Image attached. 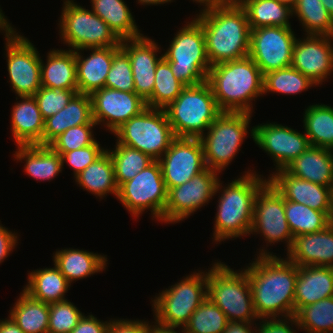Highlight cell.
<instances>
[{
	"label": "cell",
	"instance_id": "obj_1",
	"mask_svg": "<svg viewBox=\"0 0 333 333\" xmlns=\"http://www.w3.org/2000/svg\"><path fill=\"white\" fill-rule=\"evenodd\" d=\"M245 267L253 307L261 319L294 316V294L298 266L262 248Z\"/></svg>",
	"mask_w": 333,
	"mask_h": 333
},
{
	"label": "cell",
	"instance_id": "obj_2",
	"mask_svg": "<svg viewBox=\"0 0 333 333\" xmlns=\"http://www.w3.org/2000/svg\"><path fill=\"white\" fill-rule=\"evenodd\" d=\"M195 19L201 24L210 65L249 55L250 26L241 5L211 3L202 5Z\"/></svg>",
	"mask_w": 333,
	"mask_h": 333
},
{
	"label": "cell",
	"instance_id": "obj_3",
	"mask_svg": "<svg viewBox=\"0 0 333 333\" xmlns=\"http://www.w3.org/2000/svg\"><path fill=\"white\" fill-rule=\"evenodd\" d=\"M264 75L246 56L211 66L207 82L222 112L252 114V101L263 94Z\"/></svg>",
	"mask_w": 333,
	"mask_h": 333
},
{
	"label": "cell",
	"instance_id": "obj_4",
	"mask_svg": "<svg viewBox=\"0 0 333 333\" xmlns=\"http://www.w3.org/2000/svg\"><path fill=\"white\" fill-rule=\"evenodd\" d=\"M251 170L240 178L233 179L223 187L219 180L216 194L218 199L217 214L214 218V241L217 243L226 239L249 236L253 223L254 200L259 189L268 181L263 176ZM262 177V178H261ZM248 234V235H247Z\"/></svg>",
	"mask_w": 333,
	"mask_h": 333
},
{
	"label": "cell",
	"instance_id": "obj_5",
	"mask_svg": "<svg viewBox=\"0 0 333 333\" xmlns=\"http://www.w3.org/2000/svg\"><path fill=\"white\" fill-rule=\"evenodd\" d=\"M164 110L178 138H200L222 114L207 81L185 86Z\"/></svg>",
	"mask_w": 333,
	"mask_h": 333
},
{
	"label": "cell",
	"instance_id": "obj_6",
	"mask_svg": "<svg viewBox=\"0 0 333 333\" xmlns=\"http://www.w3.org/2000/svg\"><path fill=\"white\" fill-rule=\"evenodd\" d=\"M207 297L227 316L229 322H253V307L246 270L235 271L223 262H214L207 272Z\"/></svg>",
	"mask_w": 333,
	"mask_h": 333
},
{
	"label": "cell",
	"instance_id": "obj_7",
	"mask_svg": "<svg viewBox=\"0 0 333 333\" xmlns=\"http://www.w3.org/2000/svg\"><path fill=\"white\" fill-rule=\"evenodd\" d=\"M186 23L162 55L175 78L185 86H193L207 81L211 65L201 24L195 18Z\"/></svg>",
	"mask_w": 333,
	"mask_h": 333
},
{
	"label": "cell",
	"instance_id": "obj_8",
	"mask_svg": "<svg viewBox=\"0 0 333 333\" xmlns=\"http://www.w3.org/2000/svg\"><path fill=\"white\" fill-rule=\"evenodd\" d=\"M206 298L207 272L198 270L156 295L152 300L154 320L164 326L184 328Z\"/></svg>",
	"mask_w": 333,
	"mask_h": 333
},
{
	"label": "cell",
	"instance_id": "obj_9",
	"mask_svg": "<svg viewBox=\"0 0 333 333\" xmlns=\"http://www.w3.org/2000/svg\"><path fill=\"white\" fill-rule=\"evenodd\" d=\"M119 144L137 149L159 160L176 138L164 109L146 107L114 133Z\"/></svg>",
	"mask_w": 333,
	"mask_h": 333
},
{
	"label": "cell",
	"instance_id": "obj_10",
	"mask_svg": "<svg viewBox=\"0 0 333 333\" xmlns=\"http://www.w3.org/2000/svg\"><path fill=\"white\" fill-rule=\"evenodd\" d=\"M252 114L222 112L200 137L206 167L222 172L232 162L247 137Z\"/></svg>",
	"mask_w": 333,
	"mask_h": 333
},
{
	"label": "cell",
	"instance_id": "obj_11",
	"mask_svg": "<svg viewBox=\"0 0 333 333\" xmlns=\"http://www.w3.org/2000/svg\"><path fill=\"white\" fill-rule=\"evenodd\" d=\"M59 33L73 51L85 48L120 46L121 40L99 16L73 0H64Z\"/></svg>",
	"mask_w": 333,
	"mask_h": 333
},
{
	"label": "cell",
	"instance_id": "obj_12",
	"mask_svg": "<svg viewBox=\"0 0 333 333\" xmlns=\"http://www.w3.org/2000/svg\"><path fill=\"white\" fill-rule=\"evenodd\" d=\"M167 189L158 160H154L131 180L118 187V200L134 216L139 218L146 209L157 221L164 222Z\"/></svg>",
	"mask_w": 333,
	"mask_h": 333
},
{
	"label": "cell",
	"instance_id": "obj_13",
	"mask_svg": "<svg viewBox=\"0 0 333 333\" xmlns=\"http://www.w3.org/2000/svg\"><path fill=\"white\" fill-rule=\"evenodd\" d=\"M14 29L5 35L7 71L12 90L21 96H34L41 85V57L28 38Z\"/></svg>",
	"mask_w": 333,
	"mask_h": 333
},
{
	"label": "cell",
	"instance_id": "obj_14",
	"mask_svg": "<svg viewBox=\"0 0 333 333\" xmlns=\"http://www.w3.org/2000/svg\"><path fill=\"white\" fill-rule=\"evenodd\" d=\"M296 39L291 27L268 26L251 29L248 56L263 75L289 67Z\"/></svg>",
	"mask_w": 333,
	"mask_h": 333
},
{
	"label": "cell",
	"instance_id": "obj_15",
	"mask_svg": "<svg viewBox=\"0 0 333 333\" xmlns=\"http://www.w3.org/2000/svg\"><path fill=\"white\" fill-rule=\"evenodd\" d=\"M219 173L206 168L184 184L170 188L164 210L165 223L183 221L216 196Z\"/></svg>",
	"mask_w": 333,
	"mask_h": 333
},
{
	"label": "cell",
	"instance_id": "obj_16",
	"mask_svg": "<svg viewBox=\"0 0 333 333\" xmlns=\"http://www.w3.org/2000/svg\"><path fill=\"white\" fill-rule=\"evenodd\" d=\"M257 232V233H256ZM261 234L270 245L286 242L289 251L293 235L289 228L284 209V198L267 181L257 192L254 200L253 223L250 234Z\"/></svg>",
	"mask_w": 333,
	"mask_h": 333
},
{
	"label": "cell",
	"instance_id": "obj_17",
	"mask_svg": "<svg viewBox=\"0 0 333 333\" xmlns=\"http://www.w3.org/2000/svg\"><path fill=\"white\" fill-rule=\"evenodd\" d=\"M167 191L204 171L206 163L200 138H178L158 160Z\"/></svg>",
	"mask_w": 333,
	"mask_h": 333
},
{
	"label": "cell",
	"instance_id": "obj_18",
	"mask_svg": "<svg viewBox=\"0 0 333 333\" xmlns=\"http://www.w3.org/2000/svg\"><path fill=\"white\" fill-rule=\"evenodd\" d=\"M250 133L256 145L276 162V171L285 169L311 146L305 133L275 122L253 126Z\"/></svg>",
	"mask_w": 333,
	"mask_h": 333
},
{
	"label": "cell",
	"instance_id": "obj_19",
	"mask_svg": "<svg viewBox=\"0 0 333 333\" xmlns=\"http://www.w3.org/2000/svg\"><path fill=\"white\" fill-rule=\"evenodd\" d=\"M93 120L114 133L126 121L138 115L147 106L135 92L101 88L91 95Z\"/></svg>",
	"mask_w": 333,
	"mask_h": 333
},
{
	"label": "cell",
	"instance_id": "obj_20",
	"mask_svg": "<svg viewBox=\"0 0 333 333\" xmlns=\"http://www.w3.org/2000/svg\"><path fill=\"white\" fill-rule=\"evenodd\" d=\"M305 36L294 43L291 66L318 86L333 73V36Z\"/></svg>",
	"mask_w": 333,
	"mask_h": 333
},
{
	"label": "cell",
	"instance_id": "obj_21",
	"mask_svg": "<svg viewBox=\"0 0 333 333\" xmlns=\"http://www.w3.org/2000/svg\"><path fill=\"white\" fill-rule=\"evenodd\" d=\"M120 46L131 62L135 93L146 101L152 95L156 67L163 57L158 56L161 48L157 42L144 35L135 39H123Z\"/></svg>",
	"mask_w": 333,
	"mask_h": 333
},
{
	"label": "cell",
	"instance_id": "obj_22",
	"mask_svg": "<svg viewBox=\"0 0 333 333\" xmlns=\"http://www.w3.org/2000/svg\"><path fill=\"white\" fill-rule=\"evenodd\" d=\"M272 173L268 181L285 200L305 204L325 212L330 217L332 188L298 178L286 169H279Z\"/></svg>",
	"mask_w": 333,
	"mask_h": 333
},
{
	"label": "cell",
	"instance_id": "obj_23",
	"mask_svg": "<svg viewBox=\"0 0 333 333\" xmlns=\"http://www.w3.org/2000/svg\"><path fill=\"white\" fill-rule=\"evenodd\" d=\"M286 258L297 266L333 267V224L319 232L293 237Z\"/></svg>",
	"mask_w": 333,
	"mask_h": 333
},
{
	"label": "cell",
	"instance_id": "obj_24",
	"mask_svg": "<svg viewBox=\"0 0 333 333\" xmlns=\"http://www.w3.org/2000/svg\"><path fill=\"white\" fill-rule=\"evenodd\" d=\"M121 46L85 48L92 53L83 57L80 50L75 51L78 93L91 95L105 87L107 75L111 69L113 55Z\"/></svg>",
	"mask_w": 333,
	"mask_h": 333
},
{
	"label": "cell",
	"instance_id": "obj_25",
	"mask_svg": "<svg viewBox=\"0 0 333 333\" xmlns=\"http://www.w3.org/2000/svg\"><path fill=\"white\" fill-rule=\"evenodd\" d=\"M333 296V267L298 266L294 315L302 307Z\"/></svg>",
	"mask_w": 333,
	"mask_h": 333
},
{
	"label": "cell",
	"instance_id": "obj_26",
	"mask_svg": "<svg viewBox=\"0 0 333 333\" xmlns=\"http://www.w3.org/2000/svg\"><path fill=\"white\" fill-rule=\"evenodd\" d=\"M12 106L11 133L16 145H42L44 118L34 96H21Z\"/></svg>",
	"mask_w": 333,
	"mask_h": 333
},
{
	"label": "cell",
	"instance_id": "obj_27",
	"mask_svg": "<svg viewBox=\"0 0 333 333\" xmlns=\"http://www.w3.org/2000/svg\"><path fill=\"white\" fill-rule=\"evenodd\" d=\"M83 124L96 122L93 120L90 95L77 93L63 109L45 119L42 145H49L67 129Z\"/></svg>",
	"mask_w": 333,
	"mask_h": 333
},
{
	"label": "cell",
	"instance_id": "obj_28",
	"mask_svg": "<svg viewBox=\"0 0 333 333\" xmlns=\"http://www.w3.org/2000/svg\"><path fill=\"white\" fill-rule=\"evenodd\" d=\"M285 169L298 178L332 188L333 150L310 146Z\"/></svg>",
	"mask_w": 333,
	"mask_h": 333
},
{
	"label": "cell",
	"instance_id": "obj_29",
	"mask_svg": "<svg viewBox=\"0 0 333 333\" xmlns=\"http://www.w3.org/2000/svg\"><path fill=\"white\" fill-rule=\"evenodd\" d=\"M68 49H52L46 64L41 59L42 87L78 90L75 51Z\"/></svg>",
	"mask_w": 333,
	"mask_h": 333
},
{
	"label": "cell",
	"instance_id": "obj_30",
	"mask_svg": "<svg viewBox=\"0 0 333 333\" xmlns=\"http://www.w3.org/2000/svg\"><path fill=\"white\" fill-rule=\"evenodd\" d=\"M53 263L71 284L106 269L107 257L87 250L66 248L56 251Z\"/></svg>",
	"mask_w": 333,
	"mask_h": 333
},
{
	"label": "cell",
	"instance_id": "obj_31",
	"mask_svg": "<svg viewBox=\"0 0 333 333\" xmlns=\"http://www.w3.org/2000/svg\"><path fill=\"white\" fill-rule=\"evenodd\" d=\"M14 155L17 161L26 162V174L36 180H52L63 169L61 155L49 145H17Z\"/></svg>",
	"mask_w": 333,
	"mask_h": 333
},
{
	"label": "cell",
	"instance_id": "obj_32",
	"mask_svg": "<svg viewBox=\"0 0 333 333\" xmlns=\"http://www.w3.org/2000/svg\"><path fill=\"white\" fill-rule=\"evenodd\" d=\"M28 283L23 291L35 300L51 304L67 300L65 295L71 284L55 266L28 273Z\"/></svg>",
	"mask_w": 333,
	"mask_h": 333
},
{
	"label": "cell",
	"instance_id": "obj_33",
	"mask_svg": "<svg viewBox=\"0 0 333 333\" xmlns=\"http://www.w3.org/2000/svg\"><path fill=\"white\" fill-rule=\"evenodd\" d=\"M75 183L97 197L114 194L117 198L118 186L115 180L114 165L106 150L92 164L74 177Z\"/></svg>",
	"mask_w": 333,
	"mask_h": 333
},
{
	"label": "cell",
	"instance_id": "obj_34",
	"mask_svg": "<svg viewBox=\"0 0 333 333\" xmlns=\"http://www.w3.org/2000/svg\"><path fill=\"white\" fill-rule=\"evenodd\" d=\"M92 11L99 16L120 39H135L141 34L131 11L123 0H91Z\"/></svg>",
	"mask_w": 333,
	"mask_h": 333
},
{
	"label": "cell",
	"instance_id": "obj_35",
	"mask_svg": "<svg viewBox=\"0 0 333 333\" xmlns=\"http://www.w3.org/2000/svg\"><path fill=\"white\" fill-rule=\"evenodd\" d=\"M13 306L9 317L24 333H48L49 304L33 299L22 290Z\"/></svg>",
	"mask_w": 333,
	"mask_h": 333
},
{
	"label": "cell",
	"instance_id": "obj_36",
	"mask_svg": "<svg viewBox=\"0 0 333 333\" xmlns=\"http://www.w3.org/2000/svg\"><path fill=\"white\" fill-rule=\"evenodd\" d=\"M241 6L247 14L250 29L279 26L291 27L292 8L278 0H245Z\"/></svg>",
	"mask_w": 333,
	"mask_h": 333
},
{
	"label": "cell",
	"instance_id": "obj_37",
	"mask_svg": "<svg viewBox=\"0 0 333 333\" xmlns=\"http://www.w3.org/2000/svg\"><path fill=\"white\" fill-rule=\"evenodd\" d=\"M305 131L309 143L314 147L333 150V107L313 104L303 115Z\"/></svg>",
	"mask_w": 333,
	"mask_h": 333
},
{
	"label": "cell",
	"instance_id": "obj_38",
	"mask_svg": "<svg viewBox=\"0 0 333 333\" xmlns=\"http://www.w3.org/2000/svg\"><path fill=\"white\" fill-rule=\"evenodd\" d=\"M285 216L293 237L324 230L331 224L325 213L305 204L284 199Z\"/></svg>",
	"mask_w": 333,
	"mask_h": 333
},
{
	"label": "cell",
	"instance_id": "obj_39",
	"mask_svg": "<svg viewBox=\"0 0 333 333\" xmlns=\"http://www.w3.org/2000/svg\"><path fill=\"white\" fill-rule=\"evenodd\" d=\"M292 14L302 23L305 35L333 36V18L320 0H297Z\"/></svg>",
	"mask_w": 333,
	"mask_h": 333
},
{
	"label": "cell",
	"instance_id": "obj_40",
	"mask_svg": "<svg viewBox=\"0 0 333 333\" xmlns=\"http://www.w3.org/2000/svg\"><path fill=\"white\" fill-rule=\"evenodd\" d=\"M113 161L117 186L131 180L154 160L147 154L116 142L114 150L106 149Z\"/></svg>",
	"mask_w": 333,
	"mask_h": 333
},
{
	"label": "cell",
	"instance_id": "obj_41",
	"mask_svg": "<svg viewBox=\"0 0 333 333\" xmlns=\"http://www.w3.org/2000/svg\"><path fill=\"white\" fill-rule=\"evenodd\" d=\"M185 87L175 78L169 62L162 57L156 67L152 95L145 101L147 107L165 109Z\"/></svg>",
	"mask_w": 333,
	"mask_h": 333
},
{
	"label": "cell",
	"instance_id": "obj_42",
	"mask_svg": "<svg viewBox=\"0 0 333 333\" xmlns=\"http://www.w3.org/2000/svg\"><path fill=\"white\" fill-rule=\"evenodd\" d=\"M298 326L307 333H333V296L304 306L295 313Z\"/></svg>",
	"mask_w": 333,
	"mask_h": 333
},
{
	"label": "cell",
	"instance_id": "obj_43",
	"mask_svg": "<svg viewBox=\"0 0 333 333\" xmlns=\"http://www.w3.org/2000/svg\"><path fill=\"white\" fill-rule=\"evenodd\" d=\"M263 82V94L272 92L294 95L317 85L292 66L264 74Z\"/></svg>",
	"mask_w": 333,
	"mask_h": 333
},
{
	"label": "cell",
	"instance_id": "obj_44",
	"mask_svg": "<svg viewBox=\"0 0 333 333\" xmlns=\"http://www.w3.org/2000/svg\"><path fill=\"white\" fill-rule=\"evenodd\" d=\"M228 323L224 312L207 297L183 329L185 333H223Z\"/></svg>",
	"mask_w": 333,
	"mask_h": 333
},
{
	"label": "cell",
	"instance_id": "obj_45",
	"mask_svg": "<svg viewBox=\"0 0 333 333\" xmlns=\"http://www.w3.org/2000/svg\"><path fill=\"white\" fill-rule=\"evenodd\" d=\"M83 315L69 300L49 304L48 333H70Z\"/></svg>",
	"mask_w": 333,
	"mask_h": 333
},
{
	"label": "cell",
	"instance_id": "obj_46",
	"mask_svg": "<svg viewBox=\"0 0 333 333\" xmlns=\"http://www.w3.org/2000/svg\"><path fill=\"white\" fill-rule=\"evenodd\" d=\"M97 124H83L67 129L56 137L49 146L62 155L65 152L81 149L92 145L96 139L93 137V128Z\"/></svg>",
	"mask_w": 333,
	"mask_h": 333
},
{
	"label": "cell",
	"instance_id": "obj_47",
	"mask_svg": "<svg viewBox=\"0 0 333 333\" xmlns=\"http://www.w3.org/2000/svg\"><path fill=\"white\" fill-rule=\"evenodd\" d=\"M105 87L124 92H135L131 62L129 56L121 48L113 55Z\"/></svg>",
	"mask_w": 333,
	"mask_h": 333
},
{
	"label": "cell",
	"instance_id": "obj_48",
	"mask_svg": "<svg viewBox=\"0 0 333 333\" xmlns=\"http://www.w3.org/2000/svg\"><path fill=\"white\" fill-rule=\"evenodd\" d=\"M77 93L78 90L41 87L34 98L45 120L63 109Z\"/></svg>",
	"mask_w": 333,
	"mask_h": 333
},
{
	"label": "cell",
	"instance_id": "obj_49",
	"mask_svg": "<svg viewBox=\"0 0 333 333\" xmlns=\"http://www.w3.org/2000/svg\"><path fill=\"white\" fill-rule=\"evenodd\" d=\"M106 148L100 146L99 141H95L92 145L87 147L65 152L61 155L62 166L68 163L73 168L74 177L92 164L98 157H100Z\"/></svg>",
	"mask_w": 333,
	"mask_h": 333
},
{
	"label": "cell",
	"instance_id": "obj_50",
	"mask_svg": "<svg viewBox=\"0 0 333 333\" xmlns=\"http://www.w3.org/2000/svg\"><path fill=\"white\" fill-rule=\"evenodd\" d=\"M259 323H257L258 327L256 328V333H296V330L291 328V326L292 324L295 325V327L298 326L295 316L284 317V319L268 318L267 320L266 318L261 319Z\"/></svg>",
	"mask_w": 333,
	"mask_h": 333
},
{
	"label": "cell",
	"instance_id": "obj_51",
	"mask_svg": "<svg viewBox=\"0 0 333 333\" xmlns=\"http://www.w3.org/2000/svg\"><path fill=\"white\" fill-rule=\"evenodd\" d=\"M107 333H149V322L139 319H112Z\"/></svg>",
	"mask_w": 333,
	"mask_h": 333
},
{
	"label": "cell",
	"instance_id": "obj_52",
	"mask_svg": "<svg viewBox=\"0 0 333 333\" xmlns=\"http://www.w3.org/2000/svg\"><path fill=\"white\" fill-rule=\"evenodd\" d=\"M110 323L111 320L103 322L92 314L83 315L70 333H107Z\"/></svg>",
	"mask_w": 333,
	"mask_h": 333
},
{
	"label": "cell",
	"instance_id": "obj_53",
	"mask_svg": "<svg viewBox=\"0 0 333 333\" xmlns=\"http://www.w3.org/2000/svg\"><path fill=\"white\" fill-rule=\"evenodd\" d=\"M18 243L17 234L0 223V264L6 259Z\"/></svg>",
	"mask_w": 333,
	"mask_h": 333
},
{
	"label": "cell",
	"instance_id": "obj_54",
	"mask_svg": "<svg viewBox=\"0 0 333 333\" xmlns=\"http://www.w3.org/2000/svg\"><path fill=\"white\" fill-rule=\"evenodd\" d=\"M254 322H241V321H233L229 322L228 325L225 327L223 333H256L257 325L253 326ZM254 330H253V329Z\"/></svg>",
	"mask_w": 333,
	"mask_h": 333
},
{
	"label": "cell",
	"instance_id": "obj_55",
	"mask_svg": "<svg viewBox=\"0 0 333 333\" xmlns=\"http://www.w3.org/2000/svg\"><path fill=\"white\" fill-rule=\"evenodd\" d=\"M0 333H24L19 326L8 316V318L0 319Z\"/></svg>",
	"mask_w": 333,
	"mask_h": 333
},
{
	"label": "cell",
	"instance_id": "obj_56",
	"mask_svg": "<svg viewBox=\"0 0 333 333\" xmlns=\"http://www.w3.org/2000/svg\"><path fill=\"white\" fill-rule=\"evenodd\" d=\"M155 324V325H154ZM153 325L149 324V333H180V331H175L177 327H169V326H164L161 324H158L156 321L154 322ZM181 332L185 333L184 329L181 328Z\"/></svg>",
	"mask_w": 333,
	"mask_h": 333
},
{
	"label": "cell",
	"instance_id": "obj_57",
	"mask_svg": "<svg viewBox=\"0 0 333 333\" xmlns=\"http://www.w3.org/2000/svg\"><path fill=\"white\" fill-rule=\"evenodd\" d=\"M0 30H2V31L4 30V32H3V33H5L4 35H7L14 30V28L11 26L10 22L6 19V17L2 13L1 8H0Z\"/></svg>",
	"mask_w": 333,
	"mask_h": 333
},
{
	"label": "cell",
	"instance_id": "obj_58",
	"mask_svg": "<svg viewBox=\"0 0 333 333\" xmlns=\"http://www.w3.org/2000/svg\"><path fill=\"white\" fill-rule=\"evenodd\" d=\"M173 0H138V3L144 5H159V4H165V3H171Z\"/></svg>",
	"mask_w": 333,
	"mask_h": 333
},
{
	"label": "cell",
	"instance_id": "obj_59",
	"mask_svg": "<svg viewBox=\"0 0 333 333\" xmlns=\"http://www.w3.org/2000/svg\"><path fill=\"white\" fill-rule=\"evenodd\" d=\"M324 8L328 11L330 16L333 18V0H320Z\"/></svg>",
	"mask_w": 333,
	"mask_h": 333
},
{
	"label": "cell",
	"instance_id": "obj_60",
	"mask_svg": "<svg viewBox=\"0 0 333 333\" xmlns=\"http://www.w3.org/2000/svg\"><path fill=\"white\" fill-rule=\"evenodd\" d=\"M244 1L245 0H216V3L241 5Z\"/></svg>",
	"mask_w": 333,
	"mask_h": 333
},
{
	"label": "cell",
	"instance_id": "obj_61",
	"mask_svg": "<svg viewBox=\"0 0 333 333\" xmlns=\"http://www.w3.org/2000/svg\"><path fill=\"white\" fill-rule=\"evenodd\" d=\"M193 1L196 3H200V5L216 3V0H193Z\"/></svg>",
	"mask_w": 333,
	"mask_h": 333
},
{
	"label": "cell",
	"instance_id": "obj_62",
	"mask_svg": "<svg viewBox=\"0 0 333 333\" xmlns=\"http://www.w3.org/2000/svg\"><path fill=\"white\" fill-rule=\"evenodd\" d=\"M281 3L289 5L291 8L295 5L297 0H278Z\"/></svg>",
	"mask_w": 333,
	"mask_h": 333
},
{
	"label": "cell",
	"instance_id": "obj_63",
	"mask_svg": "<svg viewBox=\"0 0 333 333\" xmlns=\"http://www.w3.org/2000/svg\"><path fill=\"white\" fill-rule=\"evenodd\" d=\"M330 222L333 224V187H332Z\"/></svg>",
	"mask_w": 333,
	"mask_h": 333
}]
</instances>
